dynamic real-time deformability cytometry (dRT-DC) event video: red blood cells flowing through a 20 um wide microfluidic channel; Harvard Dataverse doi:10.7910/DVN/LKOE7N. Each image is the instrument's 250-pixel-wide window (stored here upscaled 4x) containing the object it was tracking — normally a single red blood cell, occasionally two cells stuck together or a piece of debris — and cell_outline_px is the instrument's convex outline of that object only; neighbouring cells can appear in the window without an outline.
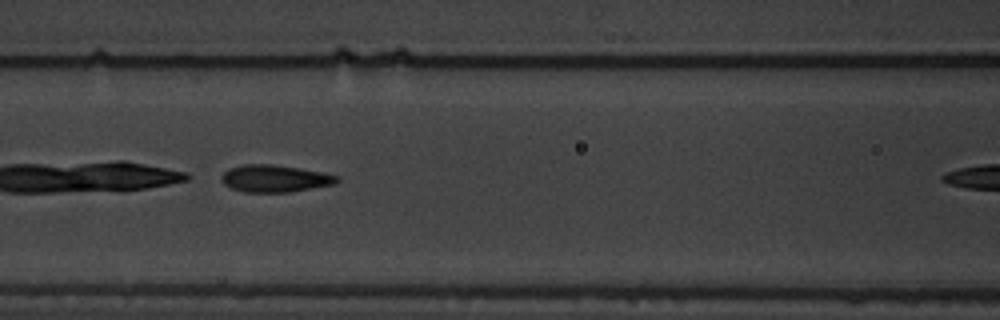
{"species": "common noctule bat (a hibernating species)", "species_latin": "Nyctalus noctula", "temperature_condition": "warm", "stored_images_in_passage": 7, "camera_frame_rate_fps": 3000, "um_per_image_px": 0.085, "animal": {"sex": "male", "body_mass_g": 19.5, "forearm_length_mm": 54.6}, "frame": {"image": 1, "passage_image": 6, "time_ms": 6.667, "image_size_px": [1000, 320], "cell_outline_px": [[340, 180], [336, 184], [288, 192], [244, 192], [232, 188], [224, 184], [220, 180], [220, 176], [228, 168], [244, 164], [272, 164], [300, 168], [340, 176]], "centroid_in_image_um": [23.35, 15.17], "position_along_channel_um": 143.2, "area_um2": 18.38}}